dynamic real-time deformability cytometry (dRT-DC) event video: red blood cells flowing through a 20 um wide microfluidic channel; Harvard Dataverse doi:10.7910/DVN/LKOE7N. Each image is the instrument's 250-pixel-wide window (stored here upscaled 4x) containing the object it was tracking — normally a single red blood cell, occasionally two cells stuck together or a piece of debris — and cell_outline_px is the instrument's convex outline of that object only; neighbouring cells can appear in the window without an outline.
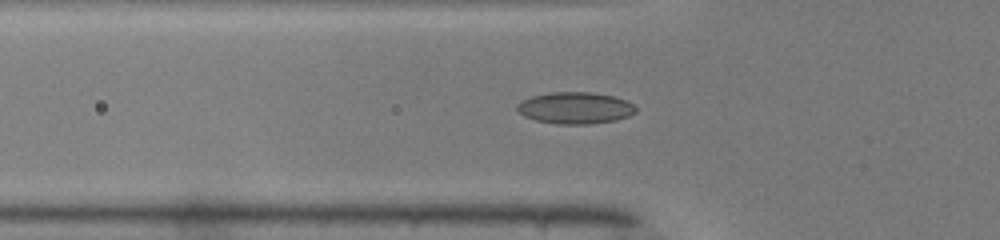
{"species": "common noctule bat (a hibernating species)", "species_latin": "Nyctalus noctula", "temperature_condition": "warm", "stored_images_in_passage": 32, "camera_frame_rate_fps": 3000, "um_per_image_px": 0.085, "animal": {"sex": "male", "body_mass_g": 19.0, "forearm_length_mm": 50.8}, "frame": {"image": 1, "passage_image": 5, "time_ms": 1.333, "image_size_px": [1000, 240], "cell_outline_px": [[636, 112], [628, 116], [616, 120], [588, 124], [556, 124], [536, 120], [524, 116], [516, 108], [516, 104], [532, 96], [548, 92], [592, 92], [612, 96], [628, 100], [636, 108]], "centroid_in_image_um": [48.9, 9.17], "position_along_channel_um": 76.9, "area_um2": 21.91}}
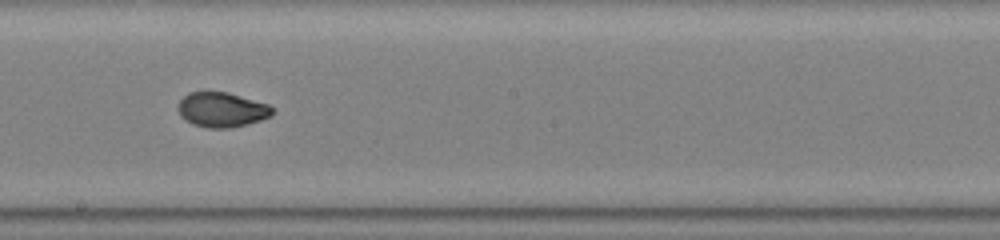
{"frame": {"image": 2, "passage_image": 16, "time_ms": 5.0, "image_size_px": [1000, 240], "cell_outline_px": [[272, 116], [248, 124], [228, 128], [208, 128], [192, 124], [184, 120], [180, 116], [180, 100], [188, 92], [204, 88], [228, 92], [268, 104], [272, 108]], "centroid_in_image_um": [18.82, 9.28], "position_along_channel_um": 229.4, "area_um2": 19.59}}
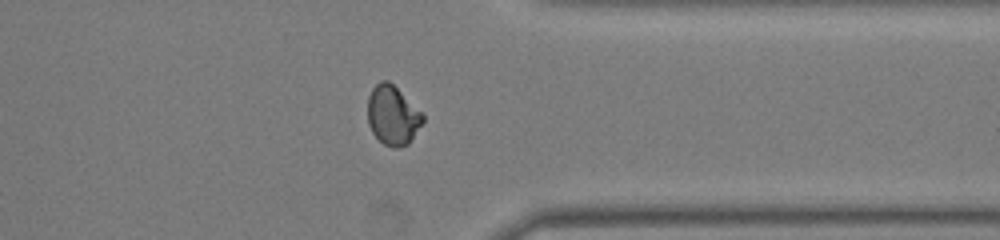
{"frame": {"image": 3, "passage_image": 27, "time_ms": 8.667, "image_size_px": [1000, 240], "cell_outline_px": [[424, 120], [408, 144], [400, 148], [392, 148], [384, 144], [372, 132], [368, 124], [368, 96], [372, 88], [380, 80], [388, 80], [424, 116]], "centroid_in_image_um": [33.34, 9.82], "position_along_channel_um": 378.1, "area_um2": 18.73}}